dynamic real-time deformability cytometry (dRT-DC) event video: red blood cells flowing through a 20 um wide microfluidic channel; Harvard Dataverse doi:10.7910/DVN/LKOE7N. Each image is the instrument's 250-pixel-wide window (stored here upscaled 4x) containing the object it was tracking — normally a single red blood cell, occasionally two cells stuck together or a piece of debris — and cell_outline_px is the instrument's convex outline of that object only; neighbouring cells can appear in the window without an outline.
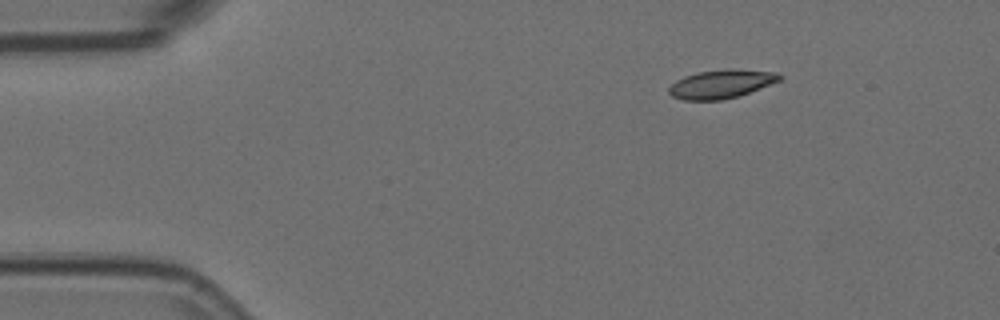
{"species": "Egyptian fruit bat (a non-hibernating species)", "species_latin": "Rousettus aegyptiacus", "temperature_condition": "room temperature", "stored_images_in_passage": 48, "camera_frame_rate_fps": 3000, "um_per_image_px": 0.085, "animal": {"sex": "female"}, "frame": {"image": 1, "passage_image": 1, "time_ms": 0.0, "image_size_px": [1000, 320], "cell_outline_px": [[784, 76], [780, 80], [748, 92], [736, 96], [720, 100], [684, 100], [672, 96], [668, 92], [668, 88], [676, 80], [684, 76], [696, 72], [728, 68], [776, 72]], "centroid_in_image_um": [61.27, 7.12], "position_along_channel_um": 23.7, "area_um2": 18.32}}
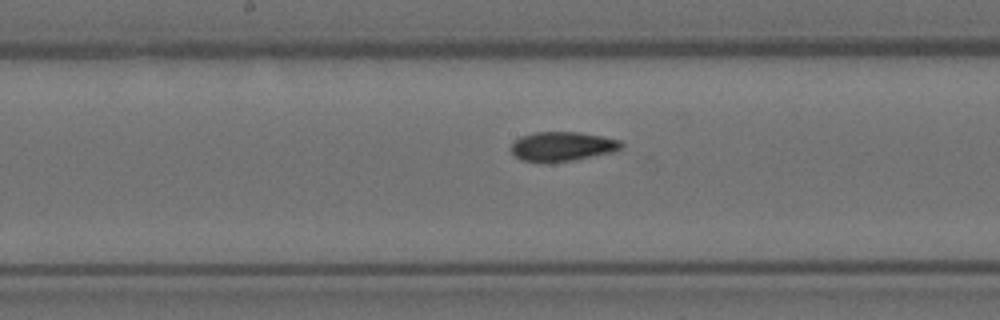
{"frame": {"image": 2, "passage_image": 21, "time_ms": 6.667, "image_size_px": [1000, 320], "cell_outline_px": [[624, 144], [620, 148], [612, 152], [572, 160], [520, 160], [512, 152], [512, 144], [520, 136], [536, 132], [580, 132], [604, 136], [620, 140]], "centroid_in_image_um": [47.84, 12.4], "position_along_channel_um": 200.4, "area_um2": 18.26}}
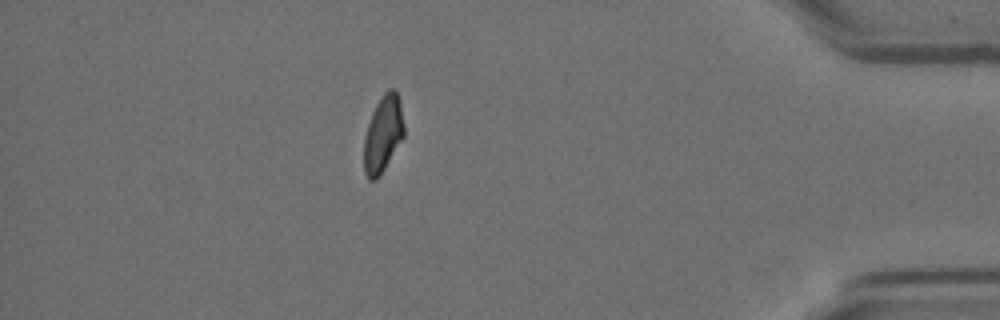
{"frame": {"image": 3, "passage_image": 41, "time_ms": 13.333, "image_size_px": [1000, 320], "cell_outline_px": [[404, 136], [384, 168], [376, 180], [368, 180], [364, 172], [364, 136], [372, 112], [380, 96], [388, 88], [392, 88], [396, 92], [400, 100], [404, 124]], "centroid_in_image_um": [32.55, 11.36], "position_along_channel_um": 402.7, "area_um2": 17.86}, "authors_computed_cell_mechanics": {"area_um2": 18.6116, "velocity_mm_per_s": 3.7204, "shape_relaxation_time_tau1_ms": null, "shape_relaxation_time_tau2_ms": 2.1507, "deformation_change_tau1": null, "deformation_change_tau2": 0.0655}}